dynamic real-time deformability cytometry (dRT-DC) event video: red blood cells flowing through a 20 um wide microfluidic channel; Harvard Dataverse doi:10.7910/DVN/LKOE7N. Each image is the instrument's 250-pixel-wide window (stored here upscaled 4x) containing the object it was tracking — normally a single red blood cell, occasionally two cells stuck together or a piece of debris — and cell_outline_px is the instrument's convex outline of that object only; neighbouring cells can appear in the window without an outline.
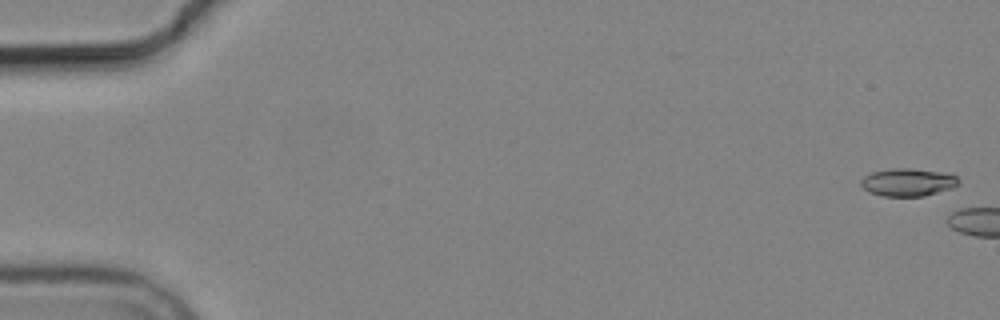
{"species": "common noctule bat (a hibernating species)", "species_latin": "Nyctalus noctula", "temperature_condition": "cold", "stored_images_in_passage": 7, "camera_frame_rate_fps": 3000, "um_per_image_px": 0.085, "animal": {"sex": "male", "body_mass_g": 19.2, "forearm_length_mm": 51.8}, "frame": {"image": 1, "passage_image": 1, "time_ms": 0.0, "image_size_px": [1000, 320], "cell_outline_px": [[960, 184], [952, 188], [924, 196], [884, 196], [868, 192], [860, 184], [860, 180], [864, 176], [872, 172], [892, 168], [912, 168], [940, 172], [956, 176], [960, 180]], "centroid_in_image_um": [77.16, 15.49], "position_along_channel_um": 7.8, "area_um2": 15.84}}
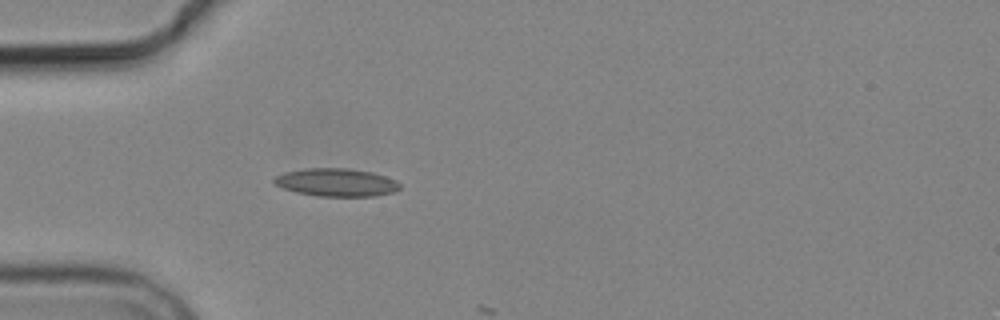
{"frame": {"image": 2, "passage_image": 6, "time_ms": 6.667, "image_size_px": [1000, 320], "cell_outline_px": [[400, 188], [396, 192], [372, 196], [320, 196], [296, 192], [284, 188], [276, 184], [272, 180], [276, 176], [284, 172], [308, 168], [348, 168], [372, 172], [396, 180], [400, 184]], "centroid_in_image_um": [28.61, 15.5], "position_along_channel_um": 56.4, "area_um2": 20.4}}